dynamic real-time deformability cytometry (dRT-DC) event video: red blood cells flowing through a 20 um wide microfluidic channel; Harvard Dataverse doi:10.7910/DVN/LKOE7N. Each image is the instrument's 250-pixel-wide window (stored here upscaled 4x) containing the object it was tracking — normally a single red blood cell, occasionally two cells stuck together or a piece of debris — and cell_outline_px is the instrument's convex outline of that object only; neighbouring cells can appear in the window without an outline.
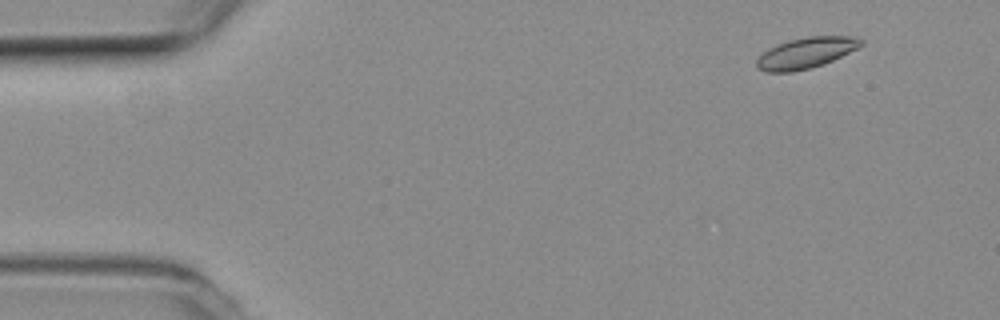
{"species": "common noctule bat (a hibernating species)", "species_latin": "Nyctalus noctula", "temperature_condition": "room temperature", "stored_images_in_passage": 54, "camera_frame_rate_fps": 3000, "um_per_image_px": 0.085, "animal": {"sex": "female", "body_mass_g": 19.3, "forearm_length_mm": 54.1}, "frame": {"image": 1, "passage_image": 5, "time_ms": 1.333, "image_size_px": [1000, 320], "cell_outline_px": [[864, 44], [824, 64], [792, 72], [768, 72], [756, 68], [756, 60], [768, 48], [788, 40], [808, 36], [848, 36], [864, 40]], "centroid_in_image_um": [68.47, 4.49], "position_along_channel_um": 16.5, "area_um2": 18.55}}
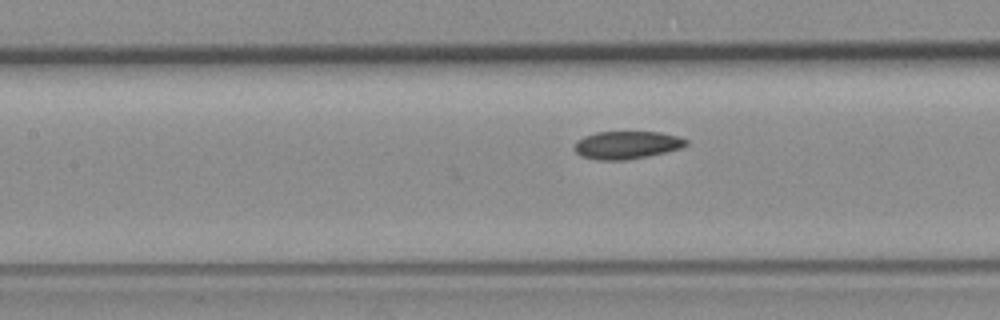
{"frame": {"image": 2, "passage_image": 24, "time_ms": 7.667, "image_size_px": [1000, 320], "cell_outline_px": [[688, 144], [680, 148], [648, 156], [624, 160], [596, 160], [580, 156], [576, 152], [576, 140], [584, 136], [596, 132], [660, 132], [680, 136], [688, 140]], "centroid_in_image_um": [53.28, 12.32], "position_along_channel_um": 154.1, "area_um2": 18.09}}
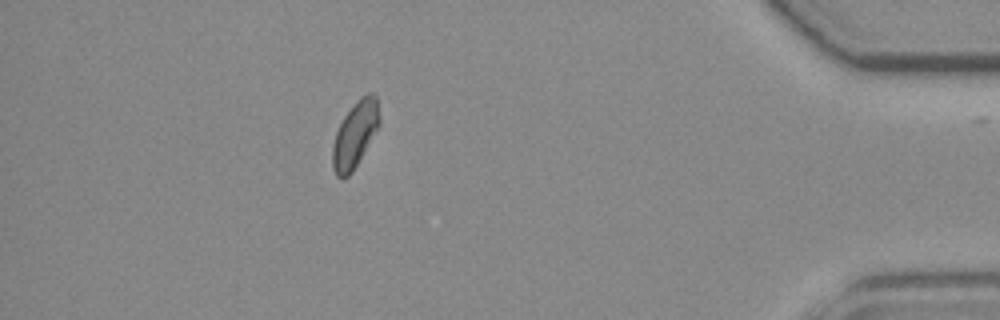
{"frame": {"image": 3, "passage_image": 48, "time_ms": 15.667, "image_size_px": [1000, 320], "cell_outline_px": [[380, 124], [352, 172], [348, 176], [336, 176], [332, 168], [332, 144], [336, 132], [344, 116], [360, 96], [368, 92], [372, 92], [376, 96], [380, 116]], "centroid_in_image_um": [30.17, 11.4], "position_along_channel_um": 405.0, "area_um2": 17.92}, "authors_computed_cell_mechanics": {"area_um2": 18.2648, "velocity_mm_per_s": 3.8034, "shape_relaxation_time_tau1_ms": null, "shape_relaxation_time_tau2_ms": 11.3516, "deformation_change_tau1": null, "deformation_change_tau2": 0.1313}}